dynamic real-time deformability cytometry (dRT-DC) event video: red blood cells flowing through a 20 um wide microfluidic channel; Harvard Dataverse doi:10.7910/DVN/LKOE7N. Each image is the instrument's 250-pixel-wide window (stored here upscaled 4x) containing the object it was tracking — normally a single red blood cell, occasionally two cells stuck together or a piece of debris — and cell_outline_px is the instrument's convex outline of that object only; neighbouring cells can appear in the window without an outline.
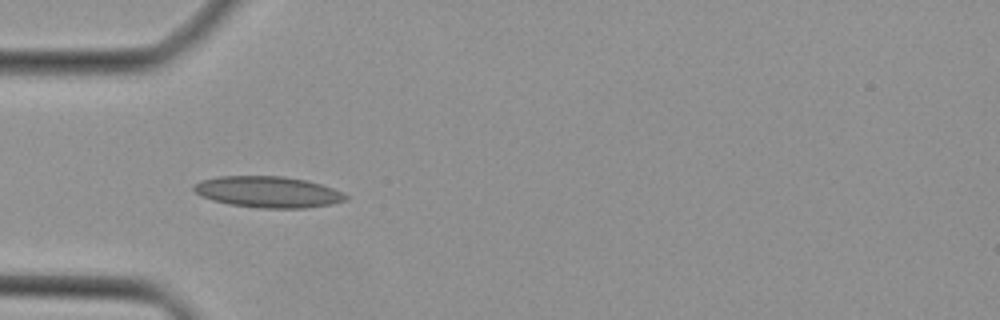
{"species": "Egyptian fruit bat (a non-hibernating species)", "species_latin": "Rousettus aegyptiacus", "temperature_condition": "cold", "stored_images_in_passage": 34, "camera_frame_rate_fps": 3000, "um_per_image_px": 0.085, "animal": {"sex": "female"}, "frame": {"image": 1, "passage_image": 4, "time_ms": 1.0, "image_size_px": [1000, 320], "cell_outline_px": [[348, 200], [332, 204], [304, 208], [260, 208], [228, 204], [212, 200], [200, 196], [192, 188], [192, 184], [200, 180], [220, 176], [284, 176], [308, 180], [344, 192], [348, 196]], "centroid_in_image_um": [22.78, 16.31], "position_along_channel_um": 62.2, "area_um2": 27.92}}
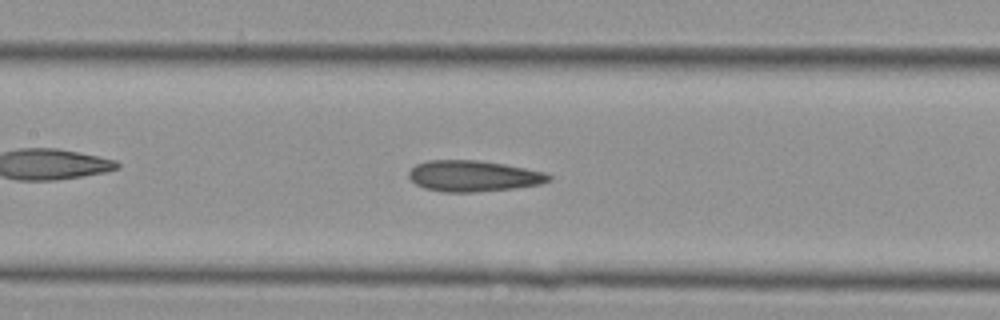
{"frame": {"image": 2, "passage_image": 11, "time_ms": 3.333, "image_size_px": [1000, 320], "cell_outline_px": [[552, 180], [540, 184], [516, 188], [476, 192], [444, 192], [424, 188], [416, 184], [408, 176], [408, 172], [416, 164], [428, 160], [476, 160], [504, 164], [544, 172], [552, 176]], "centroid_in_image_um": [40.24, 14.96], "position_along_channel_um": 167.2, "area_um2": 25.32}}
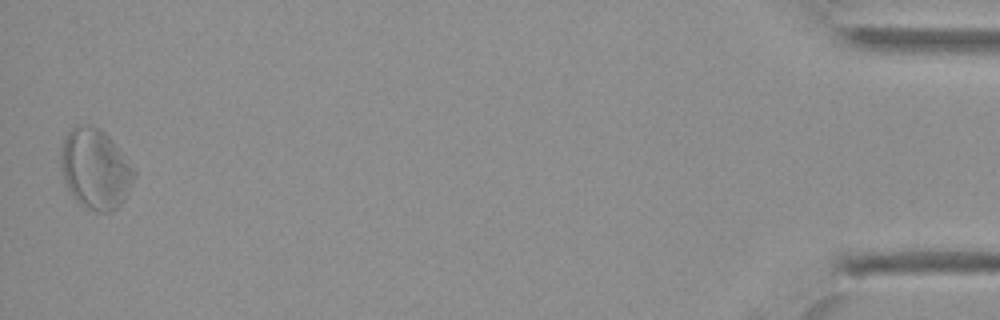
{"frame": {"image": 3, "passage_image": 34, "time_ms": 11.0, "image_size_px": [1000, 320], "cell_outline_px": [[136, 176], [124, 200], [112, 212], [100, 212], [80, 204], [72, 196], [64, 180], [60, 164], [60, 148], [64, 136], [76, 124], [88, 124], [100, 128], [112, 140], [136, 172]], "centroid_in_image_um": [8.08, 14.33], "position_along_channel_um": 427.1, "area_um2": 34.28}}